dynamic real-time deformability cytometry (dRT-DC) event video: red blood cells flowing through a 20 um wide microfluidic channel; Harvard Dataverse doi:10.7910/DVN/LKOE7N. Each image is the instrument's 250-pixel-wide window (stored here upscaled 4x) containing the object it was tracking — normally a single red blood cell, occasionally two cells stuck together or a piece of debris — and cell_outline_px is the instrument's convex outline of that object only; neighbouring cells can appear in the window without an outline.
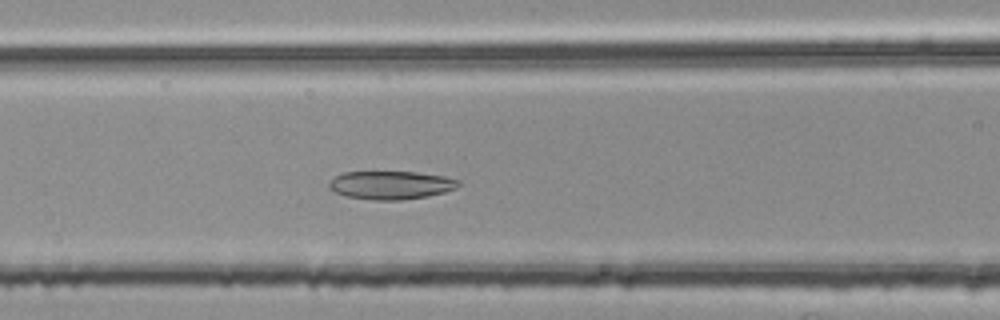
{"species": "common noctule bat (a hibernating species)", "species_latin": "Nyctalus noctula", "temperature_condition": "room temperature", "stored_images_in_passage": 36, "camera_frame_rate_fps": 3000, "um_per_image_px": 0.085, "animal": {"sex": "female", "body_mass_g": 25.1}, "frame": {"image": 1, "passage_image": 15, "time_ms": 4.667, "image_size_px": [1000, 320], "cell_outline_px": [[460, 184], [456, 188], [444, 192], [428, 196], [400, 200], [372, 200], [344, 196], [328, 188], [328, 184], [336, 176], [344, 172], [416, 172], [444, 176], [460, 180]], "centroid_in_image_um": [33.23, 15.74], "position_along_channel_um": 133.4, "area_um2": 21.33}}
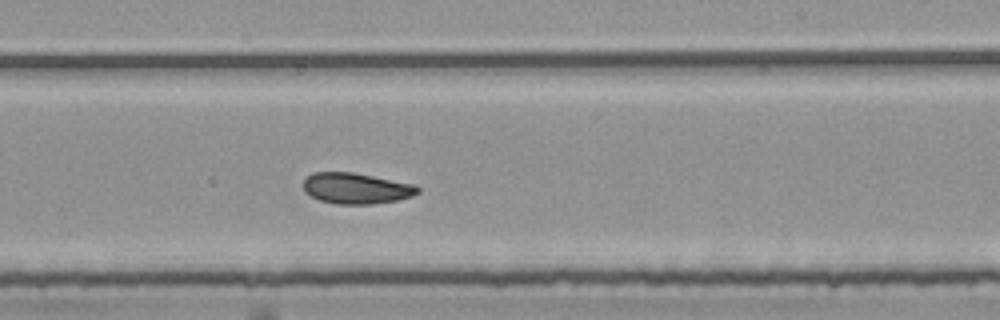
{"frame": {"image": 2, "passage_image": 25, "time_ms": 8.0, "image_size_px": [1000, 320], "cell_outline_px": [[420, 192], [412, 196], [400, 200], [372, 204], [336, 204], [320, 200], [304, 192], [304, 180], [312, 172], [352, 172], [416, 184], [420, 188]], "centroid_in_image_um": [30.32, 16.01], "position_along_channel_um": 258.7, "area_um2": 20.75}}
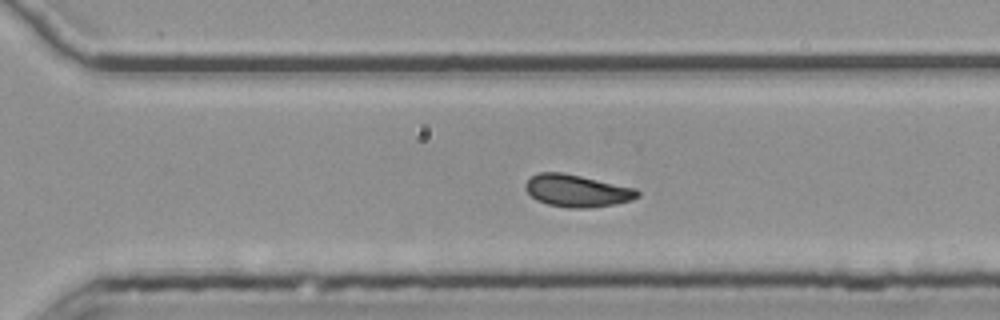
{"frame": {"image": 3, "passage_image": 30, "time_ms": 9.667, "image_size_px": [1000, 320], "cell_outline_px": [[640, 196], [632, 200], [616, 204], [588, 208], [568, 208], [548, 204], [536, 200], [524, 188], [524, 184], [532, 176], [540, 172], [560, 172], [580, 176], [636, 188], [640, 192]], "centroid_in_image_um": [49.06, 16.22], "position_along_channel_um": 321.5, "area_um2": 21.04}, "authors_computed_cell_mechanics": {"area_um2": 21.097, "velocity_mm_per_s": 3.7745, "shape_relaxation_time_tau1_ms": 6.4513, "shape_relaxation_time_tau2_ms": 4.5938, "deformation_change_tau1": 0.1478, "deformation_change_tau2": 0.0991}}